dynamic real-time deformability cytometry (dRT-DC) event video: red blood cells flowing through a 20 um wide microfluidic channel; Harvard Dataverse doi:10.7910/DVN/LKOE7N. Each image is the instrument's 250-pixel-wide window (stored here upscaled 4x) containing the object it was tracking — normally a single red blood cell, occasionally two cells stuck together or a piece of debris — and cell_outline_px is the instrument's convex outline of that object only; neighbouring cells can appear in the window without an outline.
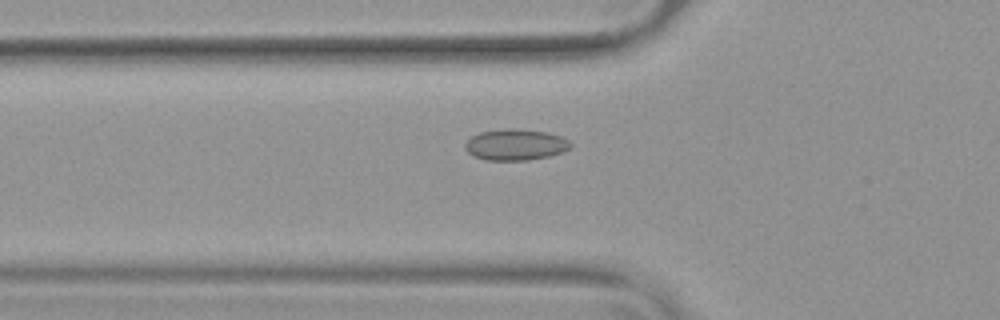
{"species": "common noctule bat (a hibernating species)", "species_latin": "Nyctalus noctula", "temperature_condition": "warm", "stored_images_in_passage": 55, "camera_frame_rate_fps": 3000, "um_per_image_px": 0.085, "animal": {"sex": "female", "body_mass_g": 19.9}, "frame": {"image": 1, "passage_image": 20, "time_ms": 6.333, "image_size_px": [1000, 320], "cell_outline_px": [[572, 148], [548, 156], [528, 160], [484, 160], [468, 152], [464, 148], [464, 144], [472, 136], [480, 132], [508, 128], [516, 128], [548, 132], [560, 136], [568, 140], [572, 144]], "centroid_in_image_um": [43.82, 12.29], "position_along_channel_um": 82.0, "area_um2": 19.13}}
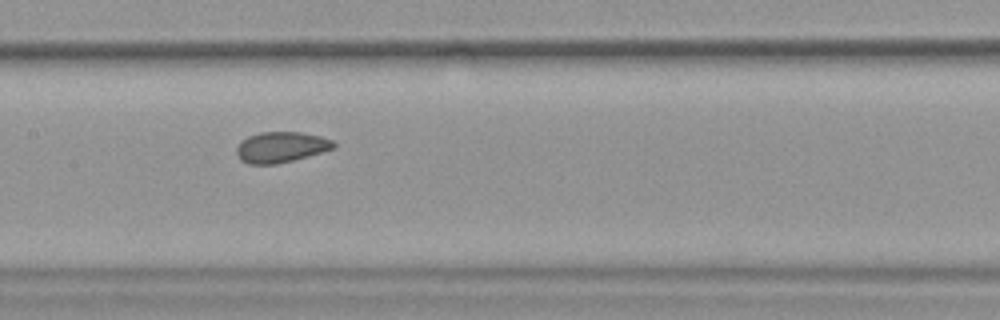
{"frame": {"image": 2, "passage_image": 28, "time_ms": 9.0, "image_size_px": [1000, 320], "cell_outline_px": [[336, 148], [292, 160], [276, 164], [248, 164], [240, 160], [236, 152], [236, 148], [240, 140], [248, 136], [260, 132], [300, 132], [320, 136], [332, 140], [336, 144]], "centroid_in_image_um": [23.86, 12.5], "position_along_channel_um": 183.5, "area_um2": 17.4}}
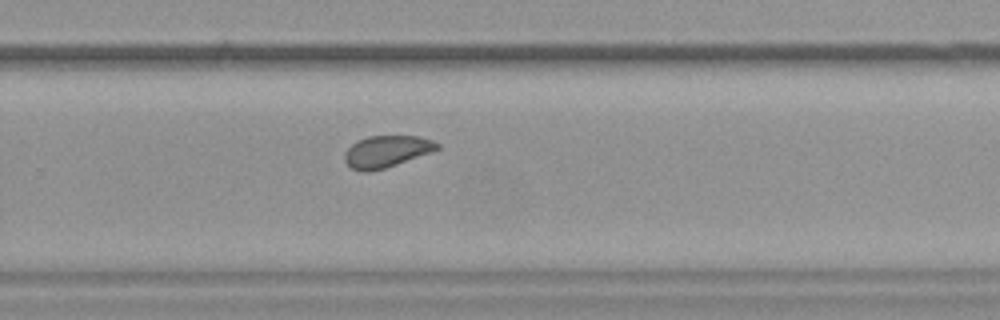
{"frame": {"image": 3, "passage_image": 37, "time_ms": 12.0, "image_size_px": [1000, 320], "cell_outline_px": [[440, 148], [432, 152], [384, 168], [368, 172], [360, 172], [352, 168], [344, 160], [344, 152], [356, 140], [368, 136], [420, 136], [432, 140], [440, 144]], "centroid_in_image_um": [32.85, 12.86], "position_along_channel_um": 297.0, "area_um2": 17.17}, "authors_computed_cell_mechanics": {"area_um2": 18.6694, "velocity_mm_per_s": 3.8017, "shape_relaxation_time_tau1_ms": 7.8845, "shape_relaxation_time_tau2_ms": 1.0833, "deformation_change_tau1": 0.1001, "deformation_change_tau2": 0.053}}